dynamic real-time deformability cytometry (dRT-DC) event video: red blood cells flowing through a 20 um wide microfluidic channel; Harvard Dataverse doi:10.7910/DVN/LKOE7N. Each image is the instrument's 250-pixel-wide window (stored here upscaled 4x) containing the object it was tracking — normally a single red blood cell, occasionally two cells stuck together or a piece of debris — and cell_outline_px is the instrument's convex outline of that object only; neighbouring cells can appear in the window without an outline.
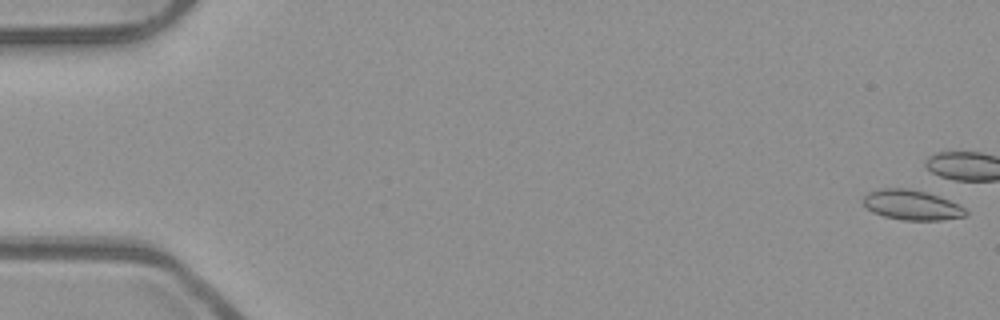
{"species": "common noctule bat (a hibernating species)", "species_latin": "Nyctalus noctula", "temperature_condition": "room temperature", "stored_images_in_passage": 6, "camera_frame_rate_fps": 3000, "um_per_image_px": 0.085, "animal": {"sex": "male", "body_mass_g": 23.1, "forearm_length_mm": 52.7}, "frame": {"image": 1, "passage_image": 1, "time_ms": 0.0, "image_size_px": [1000, 320], "cell_outline_px": [[968, 212], [964, 216], [940, 220], [904, 220], [884, 216], [872, 212], [860, 200], [868, 192], [880, 188], [904, 188], [924, 192], [948, 200], [964, 208]], "centroid_in_image_um": [77.43, 17.42], "position_along_channel_um": 7.6, "area_um2": 17.63}}